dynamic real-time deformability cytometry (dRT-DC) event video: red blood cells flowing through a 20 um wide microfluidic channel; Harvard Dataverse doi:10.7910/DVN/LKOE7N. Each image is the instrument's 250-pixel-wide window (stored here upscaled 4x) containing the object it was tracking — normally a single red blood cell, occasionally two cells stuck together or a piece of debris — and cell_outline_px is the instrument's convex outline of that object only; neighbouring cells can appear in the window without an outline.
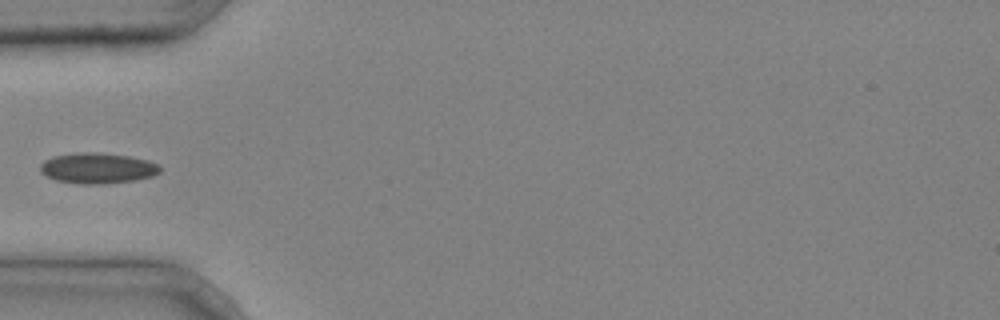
{"species": "common noctule bat (a hibernating species)", "species_latin": "Nyctalus noctula", "temperature_condition": "cold", "stored_images_in_passage": 4, "camera_frame_rate_fps": 3000, "um_per_image_px": 0.085, "animal": {"sex": "male", "body_mass_g": 20.4}, "frame": {"image": 1, "passage_image": 4, "time_ms": 1.0, "image_size_px": [1000, 320], "cell_outline_px": [[160, 172], [152, 176], [136, 180], [96, 184], [80, 184], [56, 180], [44, 176], [40, 172], [40, 164], [44, 160], [52, 156], [84, 152], [92, 152], [128, 156], [148, 160], [160, 164]], "centroid_in_image_um": [8.27, 14.3], "position_along_channel_um": 76.7, "area_um2": 21.39}}